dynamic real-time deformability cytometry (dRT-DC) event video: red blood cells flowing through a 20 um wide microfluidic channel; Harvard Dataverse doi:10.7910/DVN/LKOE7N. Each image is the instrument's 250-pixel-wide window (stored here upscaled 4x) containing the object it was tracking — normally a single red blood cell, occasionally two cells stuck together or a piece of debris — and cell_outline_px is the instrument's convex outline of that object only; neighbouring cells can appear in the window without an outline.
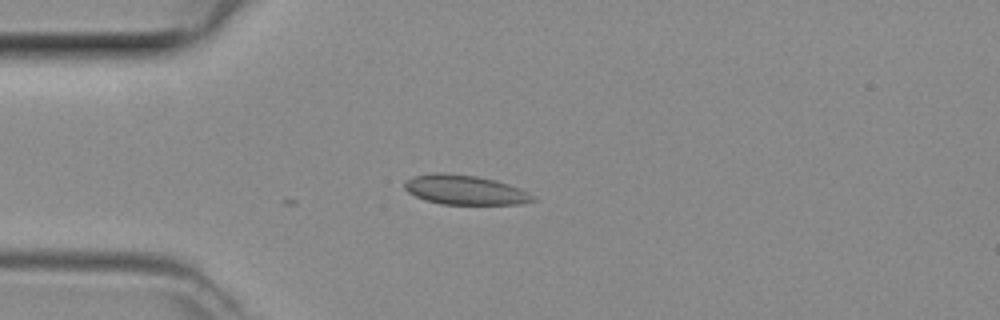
{"species": "common noctule bat (a hibernating species)", "species_latin": "Nyctalus noctula", "temperature_condition": "room temperature", "stored_images_in_passage": 4, "camera_frame_rate_fps": 3000, "um_per_image_px": 0.085, "animal": {"sex": "female", "body_mass_g": 29.2, "forearm_length_mm": 56.3}, "frame": {"image": 1, "passage_image": 1, "time_ms": 0.0, "image_size_px": [1000, 320], "cell_outline_px": [[536, 200], [520, 204], [440, 204], [424, 200], [408, 192], [404, 188], [404, 184], [408, 180], [416, 176], [436, 172], [444, 172], [476, 176], [496, 180], [520, 188], [528, 192]], "centroid_in_image_um": [39.52, 16.14], "position_along_channel_um": 45.5, "area_um2": 21.96}}